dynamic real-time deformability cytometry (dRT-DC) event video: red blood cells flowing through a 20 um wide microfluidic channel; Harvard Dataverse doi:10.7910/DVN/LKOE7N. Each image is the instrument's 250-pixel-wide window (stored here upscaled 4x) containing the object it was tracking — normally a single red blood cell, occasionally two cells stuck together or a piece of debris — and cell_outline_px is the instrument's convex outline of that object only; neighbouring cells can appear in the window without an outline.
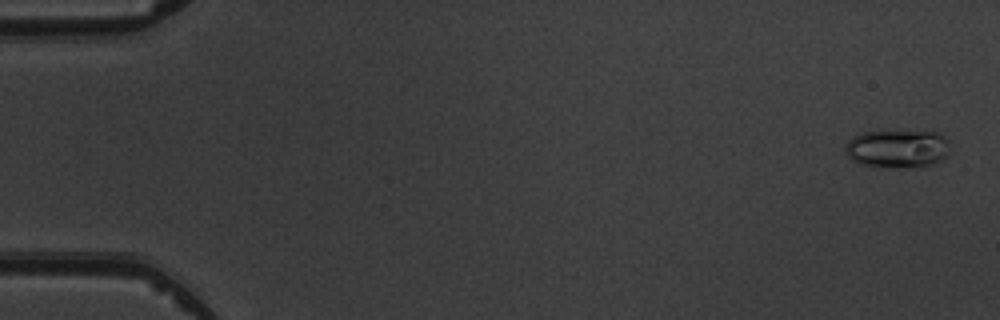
{"species": "common noctule bat (a hibernating species)", "species_latin": "Nyctalus noctula", "temperature_condition": "warm", "stored_images_in_passage": 5, "camera_frame_rate_fps": 3000, "um_per_image_px": 0.085, "animal": {"sex": "male", "body_mass_g": 19.5, "forearm_length_mm": 54.6}, "frame": {"image": 1, "passage_image": 1, "time_ms": 0.0, "image_size_px": [1000, 320], "cell_outline_px": [[948, 156], [932, 164], [920, 168], [880, 168], [860, 164], [852, 160], [848, 156], [844, 148], [844, 144], [852, 136], [860, 132], [940, 132], [948, 140]], "centroid_in_image_um": [76.26, 12.67], "position_along_channel_um": 8.7, "area_um2": 23.76}}